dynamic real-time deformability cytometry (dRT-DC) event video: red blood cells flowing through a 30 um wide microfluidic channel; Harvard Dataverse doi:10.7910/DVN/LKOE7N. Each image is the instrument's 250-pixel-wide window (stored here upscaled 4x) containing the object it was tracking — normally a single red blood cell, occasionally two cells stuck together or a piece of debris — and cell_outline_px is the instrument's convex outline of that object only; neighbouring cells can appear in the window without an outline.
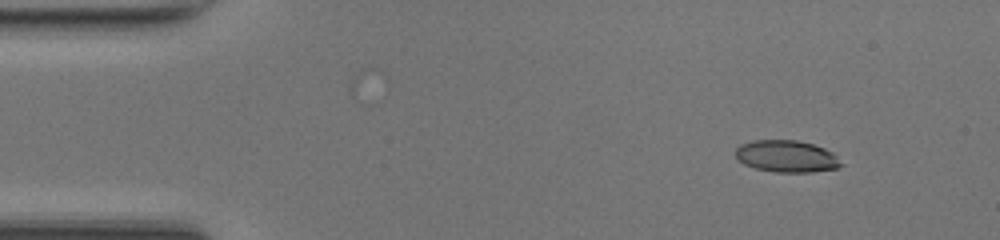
{"species": "common noctule bat (a hibernating species)", "species_latin": "Nyctalus noctula", "temperature_condition": "room temperature", "stored_images_in_passage": 44, "camera_frame_rate_fps": 3000, "um_per_image_px": 0.085, "animal": {"sex": "female", "body_mass_g": 17.0, "forearm_length_mm": 48.0}, "frame": {"image": 1, "passage_image": 1, "time_ms": 0.0, "image_size_px": [1000, 240], "cell_outline_px": [[844, 164], [836, 168], [812, 172], [776, 172], [756, 168], [744, 164], [736, 160], [736, 148], [740, 144], [752, 140], [796, 140], [812, 144], [824, 148], [832, 152]], "centroid_in_image_um": [66.84, 13.28], "position_along_channel_um": 18.2, "area_um2": 19.65}}
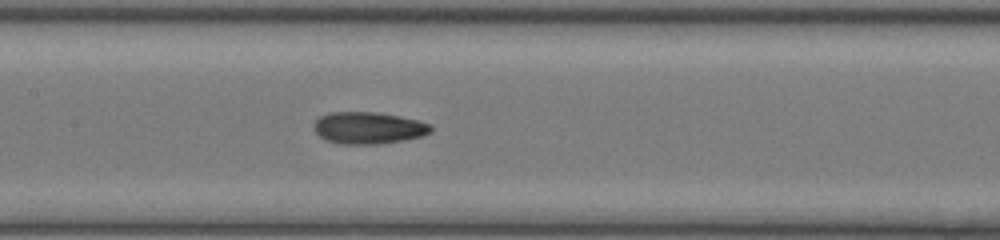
{"frame": {"image": 2, "passage_image": 19, "time_ms": 6.0, "image_size_px": [1000, 240], "cell_outline_px": [[432, 132], [424, 136], [404, 140], [380, 144], [340, 144], [328, 140], [320, 136], [316, 132], [312, 124], [320, 116], [328, 112], [376, 112], [400, 116], [432, 124]], "centroid_in_image_um": [31.34, 10.87], "position_along_channel_um": 176.1, "area_um2": 21.91}}
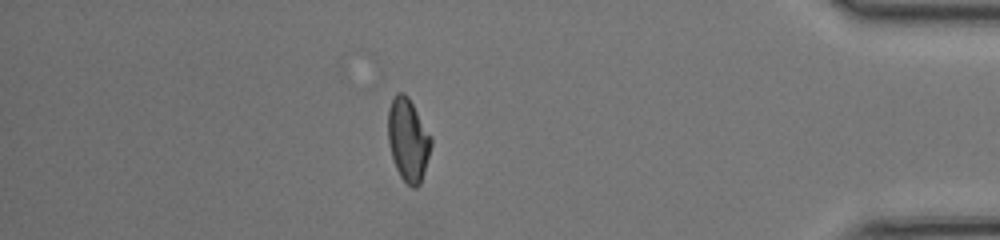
{"frame": {"image": 3, "passage_image": 38, "time_ms": 12.333, "image_size_px": [1000, 240], "cell_outline_px": [[432, 144], [424, 172], [420, 184], [416, 188], [412, 188], [400, 176], [396, 168], [388, 144], [388, 108], [396, 92], [404, 92], [408, 96], [432, 136]], "centroid_in_image_um": [34.69, 11.86], "position_along_channel_um": 400.5, "area_um2": 20.92}, "authors_computed_cell_mechanics": {"area_um2": 20.7791, "velocity_mm_per_s": 4.2404, "shape_relaxation_time_tau1_ms": 7.8087, "shape_relaxation_time_tau2_ms": 2.309, "deformation_change_tau1": 0.2316, "deformation_change_tau2": 0.0889}}